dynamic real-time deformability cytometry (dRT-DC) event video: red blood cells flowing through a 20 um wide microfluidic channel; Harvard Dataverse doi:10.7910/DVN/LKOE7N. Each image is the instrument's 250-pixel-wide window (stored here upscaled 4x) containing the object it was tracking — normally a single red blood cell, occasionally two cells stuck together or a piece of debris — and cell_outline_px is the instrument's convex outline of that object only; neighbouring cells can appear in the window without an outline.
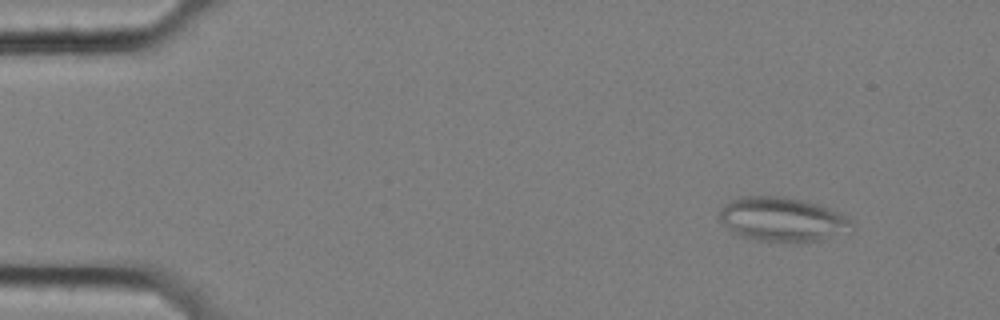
{"species": "common noctule bat (a hibernating species)", "species_latin": "Nyctalus noctula", "temperature_condition": "cold", "stored_images_in_passage": 10, "camera_frame_rate_fps": 3000, "um_per_image_px": 0.085, "animal": {"sex": "female", "body_mass_g": 25.1}, "frame": {"image": 1, "passage_image": 2, "time_ms": 0.333, "image_size_px": [1000, 320], "cell_outline_px": [[856, 220], [852, 224], [820, 240], [796, 244], [788, 244], [752, 240], [732, 232], [720, 220], [720, 208], [728, 200], [740, 196], [780, 196], [800, 200], [816, 204], [828, 208]], "centroid_in_image_um": [66.39, 18.66], "position_along_channel_um": 18.6, "area_um2": 34.04}}